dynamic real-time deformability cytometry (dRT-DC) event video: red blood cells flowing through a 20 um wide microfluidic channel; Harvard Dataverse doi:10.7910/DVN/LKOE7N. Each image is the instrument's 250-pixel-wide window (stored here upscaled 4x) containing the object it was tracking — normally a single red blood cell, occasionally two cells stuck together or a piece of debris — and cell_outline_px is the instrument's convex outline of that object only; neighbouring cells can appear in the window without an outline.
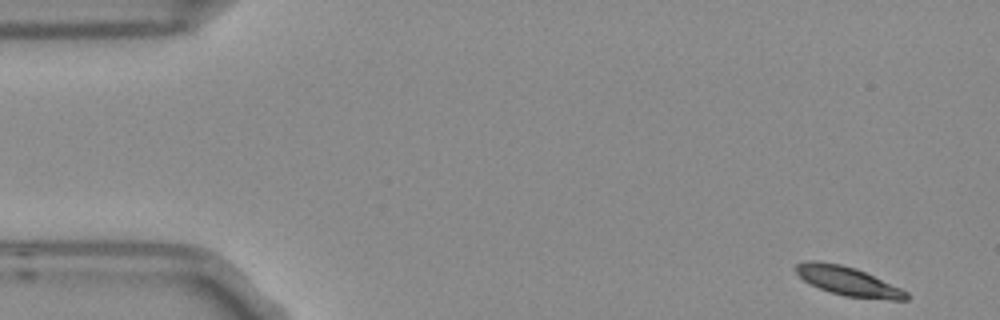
{"species": "Egyptian fruit bat (a non-hibernating species)", "species_latin": "Rousettus aegyptiacus", "temperature_condition": "room temperature", "stored_images_in_passage": 4, "camera_frame_rate_fps": 3000, "um_per_image_px": 0.085, "frame": {"image": 1, "passage_image": 1, "time_ms": 0.0, "image_size_px": [1000, 320], "cell_outline_px": [[912, 296], [908, 300], [888, 300], [844, 296], [820, 288], [804, 280], [796, 272], [796, 264], [804, 260], [816, 260], [840, 264], [856, 268], [900, 288], [908, 292]], "centroid_in_image_um": [72.12, 23.9], "position_along_channel_um": 12.9, "area_um2": 18.61}}
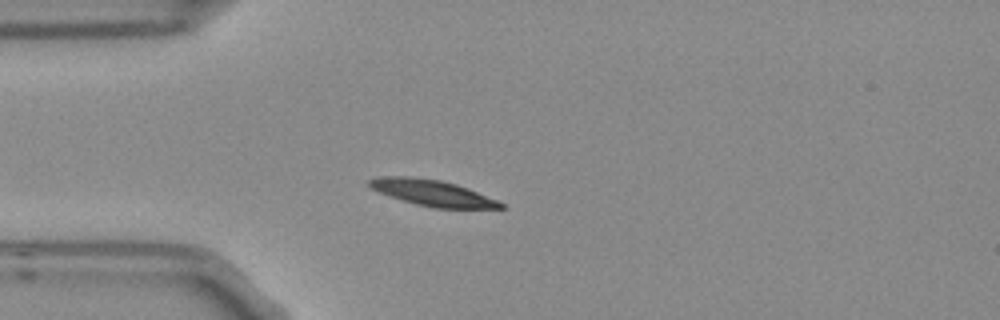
{"frame": {"image": 2, "passage_image": 4, "time_ms": 1.0, "image_size_px": [1000, 320], "cell_outline_px": [[504, 208], [432, 208], [416, 204], [388, 196], [376, 192], [368, 184], [368, 180], [380, 176], [404, 176], [440, 180], [456, 184], [468, 188], [496, 200], [504, 204]], "centroid_in_image_um": [36.7, 16.39], "position_along_channel_um": 48.3, "area_um2": 19.83}}